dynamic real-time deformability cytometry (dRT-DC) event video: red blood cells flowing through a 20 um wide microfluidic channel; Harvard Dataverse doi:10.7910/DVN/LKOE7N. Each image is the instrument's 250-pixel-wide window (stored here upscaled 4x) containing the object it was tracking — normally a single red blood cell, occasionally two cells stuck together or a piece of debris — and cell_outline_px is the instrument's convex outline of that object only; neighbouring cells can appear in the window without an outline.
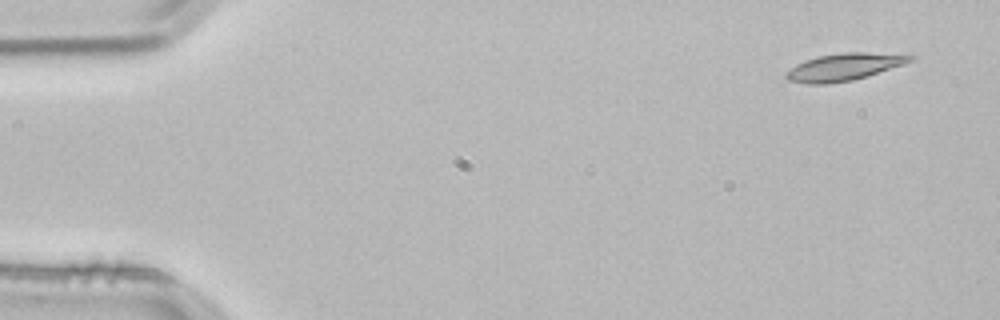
{"species": "common noctule bat (a hibernating species)", "species_latin": "Nyctalus noctula", "temperature_condition": "room temperature", "stored_images_in_passage": 4, "segment_of_instrument_passage": [1, 2], "camera_frame_rate_fps": 3000, "um_per_image_px": 0.085, "animal": {"sex": "male", "body_mass_g": 21.5, "forearm_length_mm": 52.0}, "frame": {"image": 1, "passage_image": 1, "time_ms": 0.0, "image_size_px": [1000, 320], "cell_outline_px": [[916, 60], [868, 76], [852, 80], [828, 84], [804, 84], [788, 80], [784, 76], [784, 72], [796, 64], [804, 60], [820, 56], [844, 52], [916, 52]], "centroid_in_image_um": [71.88, 5.66], "position_along_channel_um": 13.1, "area_um2": 20.52}}
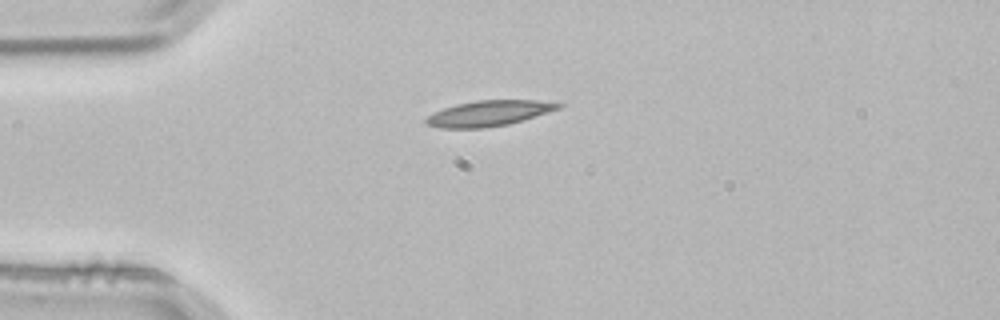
{"frame": {"image": 2, "passage_image": 3, "time_ms": 0.667, "image_size_px": [1000, 320], "cell_outline_px": [[564, 104], [560, 108], [548, 112], [508, 124], [484, 128], [440, 128], [424, 124], [424, 120], [432, 112], [456, 104], [476, 100], [536, 100]], "centroid_in_image_um": [41.49, 9.63], "position_along_channel_um": 43.5, "area_um2": 19.65}}